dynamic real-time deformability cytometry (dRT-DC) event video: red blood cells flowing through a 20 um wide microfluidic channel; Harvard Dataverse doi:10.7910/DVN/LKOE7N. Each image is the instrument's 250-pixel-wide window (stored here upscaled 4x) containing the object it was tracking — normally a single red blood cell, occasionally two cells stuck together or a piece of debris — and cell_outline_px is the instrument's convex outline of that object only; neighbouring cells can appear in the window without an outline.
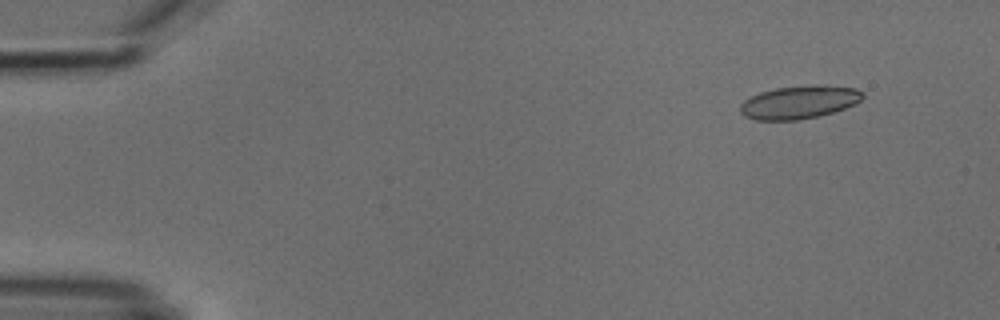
{"species": "common noctule bat (a hibernating species)", "species_latin": "Nyctalus noctula", "temperature_condition": "cold", "stored_images_in_passage": 5, "segment_of_instrument_passage": [2, 2], "camera_frame_rate_fps": 3000, "um_per_image_px": 0.085, "animal": {"sex": "male", "body_mass_g": 18.8}, "frame": {"image": 1, "passage_image": 5, "time_ms": 5.667, "image_size_px": [1000, 320], "cell_outline_px": [[864, 96], [856, 104], [820, 116], [796, 120], [756, 120], [744, 116], [740, 112], [740, 104], [744, 100], [760, 92], [776, 88], [812, 84], [856, 88], [864, 92]], "centroid_in_image_um": [67.93, 8.68], "position_along_channel_um": 17.1, "area_um2": 23.7}}